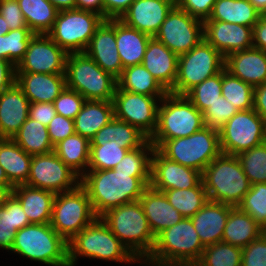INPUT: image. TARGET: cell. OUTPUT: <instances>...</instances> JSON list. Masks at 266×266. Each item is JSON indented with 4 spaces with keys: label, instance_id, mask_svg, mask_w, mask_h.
Listing matches in <instances>:
<instances>
[{
    "label": "cell",
    "instance_id": "6da1fadb",
    "mask_svg": "<svg viewBox=\"0 0 266 266\" xmlns=\"http://www.w3.org/2000/svg\"><path fill=\"white\" fill-rule=\"evenodd\" d=\"M151 173H125L119 169L87 170L80 185L86 190L97 217L123 204L138 201L150 184Z\"/></svg>",
    "mask_w": 266,
    "mask_h": 266
},
{
    "label": "cell",
    "instance_id": "7a4b0ae2",
    "mask_svg": "<svg viewBox=\"0 0 266 266\" xmlns=\"http://www.w3.org/2000/svg\"><path fill=\"white\" fill-rule=\"evenodd\" d=\"M204 246L190 218L160 232L150 255L140 264L150 266H194Z\"/></svg>",
    "mask_w": 266,
    "mask_h": 266
},
{
    "label": "cell",
    "instance_id": "3957f363",
    "mask_svg": "<svg viewBox=\"0 0 266 266\" xmlns=\"http://www.w3.org/2000/svg\"><path fill=\"white\" fill-rule=\"evenodd\" d=\"M100 218L139 262L142 263L150 255L156 237L139 200L114 207Z\"/></svg>",
    "mask_w": 266,
    "mask_h": 266
},
{
    "label": "cell",
    "instance_id": "277c9868",
    "mask_svg": "<svg viewBox=\"0 0 266 266\" xmlns=\"http://www.w3.org/2000/svg\"><path fill=\"white\" fill-rule=\"evenodd\" d=\"M80 256L128 264L140 263L100 217L68 241L69 266L76 265Z\"/></svg>",
    "mask_w": 266,
    "mask_h": 266
},
{
    "label": "cell",
    "instance_id": "5b68a950",
    "mask_svg": "<svg viewBox=\"0 0 266 266\" xmlns=\"http://www.w3.org/2000/svg\"><path fill=\"white\" fill-rule=\"evenodd\" d=\"M211 201L237 207L250 189V182L235 155L221 153L201 173Z\"/></svg>",
    "mask_w": 266,
    "mask_h": 266
},
{
    "label": "cell",
    "instance_id": "8992f818",
    "mask_svg": "<svg viewBox=\"0 0 266 266\" xmlns=\"http://www.w3.org/2000/svg\"><path fill=\"white\" fill-rule=\"evenodd\" d=\"M159 103L157 127L149 138L155 148L164 140L190 136L205 126L202 112L185 95L168 92Z\"/></svg>",
    "mask_w": 266,
    "mask_h": 266
},
{
    "label": "cell",
    "instance_id": "52a82bcc",
    "mask_svg": "<svg viewBox=\"0 0 266 266\" xmlns=\"http://www.w3.org/2000/svg\"><path fill=\"white\" fill-rule=\"evenodd\" d=\"M11 251L49 266H69L68 242L50 223L30 224L18 230Z\"/></svg>",
    "mask_w": 266,
    "mask_h": 266
},
{
    "label": "cell",
    "instance_id": "ba28073f",
    "mask_svg": "<svg viewBox=\"0 0 266 266\" xmlns=\"http://www.w3.org/2000/svg\"><path fill=\"white\" fill-rule=\"evenodd\" d=\"M66 88L85 100L113 101L117 79L101 69L85 52L68 53L65 66Z\"/></svg>",
    "mask_w": 266,
    "mask_h": 266
},
{
    "label": "cell",
    "instance_id": "9c48e42d",
    "mask_svg": "<svg viewBox=\"0 0 266 266\" xmlns=\"http://www.w3.org/2000/svg\"><path fill=\"white\" fill-rule=\"evenodd\" d=\"M156 149L167 159L201 173L222 153L219 131L205 126L190 136L164 140Z\"/></svg>",
    "mask_w": 266,
    "mask_h": 266
},
{
    "label": "cell",
    "instance_id": "30bf717a",
    "mask_svg": "<svg viewBox=\"0 0 266 266\" xmlns=\"http://www.w3.org/2000/svg\"><path fill=\"white\" fill-rule=\"evenodd\" d=\"M225 57L202 39L189 52L179 55L177 77L169 93L185 95L205 79L224 69Z\"/></svg>",
    "mask_w": 266,
    "mask_h": 266
},
{
    "label": "cell",
    "instance_id": "8fae6325",
    "mask_svg": "<svg viewBox=\"0 0 266 266\" xmlns=\"http://www.w3.org/2000/svg\"><path fill=\"white\" fill-rule=\"evenodd\" d=\"M105 19L81 9L60 10L47 35L67 53L85 52L96 29Z\"/></svg>",
    "mask_w": 266,
    "mask_h": 266
},
{
    "label": "cell",
    "instance_id": "7c38bea8",
    "mask_svg": "<svg viewBox=\"0 0 266 266\" xmlns=\"http://www.w3.org/2000/svg\"><path fill=\"white\" fill-rule=\"evenodd\" d=\"M96 218L88 194L81 185L56 194L50 225L67 242Z\"/></svg>",
    "mask_w": 266,
    "mask_h": 266
},
{
    "label": "cell",
    "instance_id": "4fadbf2b",
    "mask_svg": "<svg viewBox=\"0 0 266 266\" xmlns=\"http://www.w3.org/2000/svg\"><path fill=\"white\" fill-rule=\"evenodd\" d=\"M223 154L235 155L266 141V122L254 110H239L219 130Z\"/></svg>",
    "mask_w": 266,
    "mask_h": 266
},
{
    "label": "cell",
    "instance_id": "5bb4252c",
    "mask_svg": "<svg viewBox=\"0 0 266 266\" xmlns=\"http://www.w3.org/2000/svg\"><path fill=\"white\" fill-rule=\"evenodd\" d=\"M81 177L53 151L32 155L30 172L25 185L57 193L68 192L80 185Z\"/></svg>",
    "mask_w": 266,
    "mask_h": 266
},
{
    "label": "cell",
    "instance_id": "9a60e30c",
    "mask_svg": "<svg viewBox=\"0 0 266 266\" xmlns=\"http://www.w3.org/2000/svg\"><path fill=\"white\" fill-rule=\"evenodd\" d=\"M154 37L179 56L204 39L203 21L175 5Z\"/></svg>",
    "mask_w": 266,
    "mask_h": 266
},
{
    "label": "cell",
    "instance_id": "2e32d148",
    "mask_svg": "<svg viewBox=\"0 0 266 266\" xmlns=\"http://www.w3.org/2000/svg\"><path fill=\"white\" fill-rule=\"evenodd\" d=\"M157 97L116 90L113 97L114 117L137 127L150 138L157 127L159 101Z\"/></svg>",
    "mask_w": 266,
    "mask_h": 266
},
{
    "label": "cell",
    "instance_id": "e0dca14e",
    "mask_svg": "<svg viewBox=\"0 0 266 266\" xmlns=\"http://www.w3.org/2000/svg\"><path fill=\"white\" fill-rule=\"evenodd\" d=\"M67 55L47 34H35L16 72L65 74Z\"/></svg>",
    "mask_w": 266,
    "mask_h": 266
},
{
    "label": "cell",
    "instance_id": "ac0fdd59",
    "mask_svg": "<svg viewBox=\"0 0 266 266\" xmlns=\"http://www.w3.org/2000/svg\"><path fill=\"white\" fill-rule=\"evenodd\" d=\"M201 172L164 157L156 148L151 159L149 186L158 191L190 189L201 181Z\"/></svg>",
    "mask_w": 266,
    "mask_h": 266
},
{
    "label": "cell",
    "instance_id": "d6986e66",
    "mask_svg": "<svg viewBox=\"0 0 266 266\" xmlns=\"http://www.w3.org/2000/svg\"><path fill=\"white\" fill-rule=\"evenodd\" d=\"M253 28L216 20L203 21L204 39L224 57L253 47Z\"/></svg>",
    "mask_w": 266,
    "mask_h": 266
},
{
    "label": "cell",
    "instance_id": "ffe728a7",
    "mask_svg": "<svg viewBox=\"0 0 266 266\" xmlns=\"http://www.w3.org/2000/svg\"><path fill=\"white\" fill-rule=\"evenodd\" d=\"M175 5L176 0H134L119 20L154 37Z\"/></svg>",
    "mask_w": 266,
    "mask_h": 266
},
{
    "label": "cell",
    "instance_id": "44dd1931",
    "mask_svg": "<svg viewBox=\"0 0 266 266\" xmlns=\"http://www.w3.org/2000/svg\"><path fill=\"white\" fill-rule=\"evenodd\" d=\"M85 53L104 71L118 79L122 73L115 37V19L104 20L96 29Z\"/></svg>",
    "mask_w": 266,
    "mask_h": 266
},
{
    "label": "cell",
    "instance_id": "7402d4cb",
    "mask_svg": "<svg viewBox=\"0 0 266 266\" xmlns=\"http://www.w3.org/2000/svg\"><path fill=\"white\" fill-rule=\"evenodd\" d=\"M224 68L253 88L266 82V52L250 48L230 53L225 57Z\"/></svg>",
    "mask_w": 266,
    "mask_h": 266
},
{
    "label": "cell",
    "instance_id": "603a6c76",
    "mask_svg": "<svg viewBox=\"0 0 266 266\" xmlns=\"http://www.w3.org/2000/svg\"><path fill=\"white\" fill-rule=\"evenodd\" d=\"M178 57L155 37H151L146 47L142 65L170 92L177 77Z\"/></svg>",
    "mask_w": 266,
    "mask_h": 266
},
{
    "label": "cell",
    "instance_id": "cb8c5ba5",
    "mask_svg": "<svg viewBox=\"0 0 266 266\" xmlns=\"http://www.w3.org/2000/svg\"><path fill=\"white\" fill-rule=\"evenodd\" d=\"M15 83L30 103H53L66 88L65 74L16 72Z\"/></svg>",
    "mask_w": 266,
    "mask_h": 266
},
{
    "label": "cell",
    "instance_id": "d4e9b609",
    "mask_svg": "<svg viewBox=\"0 0 266 266\" xmlns=\"http://www.w3.org/2000/svg\"><path fill=\"white\" fill-rule=\"evenodd\" d=\"M233 206L209 200L193 217L194 228L204 247L221 242Z\"/></svg>",
    "mask_w": 266,
    "mask_h": 266
},
{
    "label": "cell",
    "instance_id": "484cf974",
    "mask_svg": "<svg viewBox=\"0 0 266 266\" xmlns=\"http://www.w3.org/2000/svg\"><path fill=\"white\" fill-rule=\"evenodd\" d=\"M30 102L15 83L0 93V137L12 138L27 120Z\"/></svg>",
    "mask_w": 266,
    "mask_h": 266
},
{
    "label": "cell",
    "instance_id": "4316f807",
    "mask_svg": "<svg viewBox=\"0 0 266 266\" xmlns=\"http://www.w3.org/2000/svg\"><path fill=\"white\" fill-rule=\"evenodd\" d=\"M153 235L172 227L184 217L167 200L165 194L148 186L139 199Z\"/></svg>",
    "mask_w": 266,
    "mask_h": 266
},
{
    "label": "cell",
    "instance_id": "83f0119b",
    "mask_svg": "<svg viewBox=\"0 0 266 266\" xmlns=\"http://www.w3.org/2000/svg\"><path fill=\"white\" fill-rule=\"evenodd\" d=\"M11 194L20 202L30 224L50 223L56 194L27 185L15 186Z\"/></svg>",
    "mask_w": 266,
    "mask_h": 266
},
{
    "label": "cell",
    "instance_id": "f1b7e54d",
    "mask_svg": "<svg viewBox=\"0 0 266 266\" xmlns=\"http://www.w3.org/2000/svg\"><path fill=\"white\" fill-rule=\"evenodd\" d=\"M148 139L137 127L114 117L90 140V146H121L133 150L141 147Z\"/></svg>",
    "mask_w": 266,
    "mask_h": 266
},
{
    "label": "cell",
    "instance_id": "f546056e",
    "mask_svg": "<svg viewBox=\"0 0 266 266\" xmlns=\"http://www.w3.org/2000/svg\"><path fill=\"white\" fill-rule=\"evenodd\" d=\"M115 37L123 68L142 64L151 36L127 26L119 19H115Z\"/></svg>",
    "mask_w": 266,
    "mask_h": 266
},
{
    "label": "cell",
    "instance_id": "4dcf8cb0",
    "mask_svg": "<svg viewBox=\"0 0 266 266\" xmlns=\"http://www.w3.org/2000/svg\"><path fill=\"white\" fill-rule=\"evenodd\" d=\"M113 118L112 101L86 100L74 119L75 133L91 140Z\"/></svg>",
    "mask_w": 266,
    "mask_h": 266
},
{
    "label": "cell",
    "instance_id": "1f68e13d",
    "mask_svg": "<svg viewBox=\"0 0 266 266\" xmlns=\"http://www.w3.org/2000/svg\"><path fill=\"white\" fill-rule=\"evenodd\" d=\"M30 225L20 202L11 194L0 198V248L11 251L18 230Z\"/></svg>",
    "mask_w": 266,
    "mask_h": 266
},
{
    "label": "cell",
    "instance_id": "d6a6232c",
    "mask_svg": "<svg viewBox=\"0 0 266 266\" xmlns=\"http://www.w3.org/2000/svg\"><path fill=\"white\" fill-rule=\"evenodd\" d=\"M31 158L32 155L27 154L11 138H0V165L14 187L26 184Z\"/></svg>",
    "mask_w": 266,
    "mask_h": 266
},
{
    "label": "cell",
    "instance_id": "836d02e7",
    "mask_svg": "<svg viewBox=\"0 0 266 266\" xmlns=\"http://www.w3.org/2000/svg\"><path fill=\"white\" fill-rule=\"evenodd\" d=\"M263 233L264 229L250 215L234 207L226 221L222 242L243 248Z\"/></svg>",
    "mask_w": 266,
    "mask_h": 266
},
{
    "label": "cell",
    "instance_id": "e575fe53",
    "mask_svg": "<svg viewBox=\"0 0 266 266\" xmlns=\"http://www.w3.org/2000/svg\"><path fill=\"white\" fill-rule=\"evenodd\" d=\"M116 90L144 94L158 99H162L168 93L142 64L124 68L117 79Z\"/></svg>",
    "mask_w": 266,
    "mask_h": 266
},
{
    "label": "cell",
    "instance_id": "d590c367",
    "mask_svg": "<svg viewBox=\"0 0 266 266\" xmlns=\"http://www.w3.org/2000/svg\"><path fill=\"white\" fill-rule=\"evenodd\" d=\"M90 140L74 133L54 146L57 156L74 172L82 177L88 170Z\"/></svg>",
    "mask_w": 266,
    "mask_h": 266
},
{
    "label": "cell",
    "instance_id": "8d00e7d4",
    "mask_svg": "<svg viewBox=\"0 0 266 266\" xmlns=\"http://www.w3.org/2000/svg\"><path fill=\"white\" fill-rule=\"evenodd\" d=\"M261 14L249 0H217L206 20H216L254 27Z\"/></svg>",
    "mask_w": 266,
    "mask_h": 266
},
{
    "label": "cell",
    "instance_id": "74e56055",
    "mask_svg": "<svg viewBox=\"0 0 266 266\" xmlns=\"http://www.w3.org/2000/svg\"><path fill=\"white\" fill-rule=\"evenodd\" d=\"M11 139L30 155L48 154L54 151L47 126L29 117Z\"/></svg>",
    "mask_w": 266,
    "mask_h": 266
},
{
    "label": "cell",
    "instance_id": "f35d334b",
    "mask_svg": "<svg viewBox=\"0 0 266 266\" xmlns=\"http://www.w3.org/2000/svg\"><path fill=\"white\" fill-rule=\"evenodd\" d=\"M28 28L35 34H47L59 10L48 0H17Z\"/></svg>",
    "mask_w": 266,
    "mask_h": 266
},
{
    "label": "cell",
    "instance_id": "ab89813d",
    "mask_svg": "<svg viewBox=\"0 0 266 266\" xmlns=\"http://www.w3.org/2000/svg\"><path fill=\"white\" fill-rule=\"evenodd\" d=\"M161 192L184 218L193 217L209 201L202 180L190 189H168Z\"/></svg>",
    "mask_w": 266,
    "mask_h": 266
},
{
    "label": "cell",
    "instance_id": "60d3db41",
    "mask_svg": "<svg viewBox=\"0 0 266 266\" xmlns=\"http://www.w3.org/2000/svg\"><path fill=\"white\" fill-rule=\"evenodd\" d=\"M222 96L238 110L253 109L254 88L238 77L222 70Z\"/></svg>",
    "mask_w": 266,
    "mask_h": 266
},
{
    "label": "cell",
    "instance_id": "b9f144b4",
    "mask_svg": "<svg viewBox=\"0 0 266 266\" xmlns=\"http://www.w3.org/2000/svg\"><path fill=\"white\" fill-rule=\"evenodd\" d=\"M242 248L218 242L204 248L200 260L194 266H241Z\"/></svg>",
    "mask_w": 266,
    "mask_h": 266
},
{
    "label": "cell",
    "instance_id": "7bdbcfd3",
    "mask_svg": "<svg viewBox=\"0 0 266 266\" xmlns=\"http://www.w3.org/2000/svg\"><path fill=\"white\" fill-rule=\"evenodd\" d=\"M251 185L266 183V141L237 155Z\"/></svg>",
    "mask_w": 266,
    "mask_h": 266
},
{
    "label": "cell",
    "instance_id": "ee69618b",
    "mask_svg": "<svg viewBox=\"0 0 266 266\" xmlns=\"http://www.w3.org/2000/svg\"><path fill=\"white\" fill-rule=\"evenodd\" d=\"M221 88L222 71L193 87L185 96L203 113L210 107V104H213L222 96Z\"/></svg>",
    "mask_w": 266,
    "mask_h": 266
},
{
    "label": "cell",
    "instance_id": "f6af8a7d",
    "mask_svg": "<svg viewBox=\"0 0 266 266\" xmlns=\"http://www.w3.org/2000/svg\"><path fill=\"white\" fill-rule=\"evenodd\" d=\"M241 211L250 215L255 222L266 229V183H256L237 206Z\"/></svg>",
    "mask_w": 266,
    "mask_h": 266
},
{
    "label": "cell",
    "instance_id": "bcb514c9",
    "mask_svg": "<svg viewBox=\"0 0 266 266\" xmlns=\"http://www.w3.org/2000/svg\"><path fill=\"white\" fill-rule=\"evenodd\" d=\"M155 147L149 139L139 148L128 151L114 167L125 173H151V159Z\"/></svg>",
    "mask_w": 266,
    "mask_h": 266
},
{
    "label": "cell",
    "instance_id": "7dc6e473",
    "mask_svg": "<svg viewBox=\"0 0 266 266\" xmlns=\"http://www.w3.org/2000/svg\"><path fill=\"white\" fill-rule=\"evenodd\" d=\"M128 151L121 146H90L88 170L114 169Z\"/></svg>",
    "mask_w": 266,
    "mask_h": 266
},
{
    "label": "cell",
    "instance_id": "c3c4849f",
    "mask_svg": "<svg viewBox=\"0 0 266 266\" xmlns=\"http://www.w3.org/2000/svg\"><path fill=\"white\" fill-rule=\"evenodd\" d=\"M239 110L221 96L213 104H210L202 114L204 125L219 131L223 125Z\"/></svg>",
    "mask_w": 266,
    "mask_h": 266
},
{
    "label": "cell",
    "instance_id": "681fc988",
    "mask_svg": "<svg viewBox=\"0 0 266 266\" xmlns=\"http://www.w3.org/2000/svg\"><path fill=\"white\" fill-rule=\"evenodd\" d=\"M35 35L29 28L10 30L7 33V60L15 67L24 57L31 38Z\"/></svg>",
    "mask_w": 266,
    "mask_h": 266
},
{
    "label": "cell",
    "instance_id": "f907efd6",
    "mask_svg": "<svg viewBox=\"0 0 266 266\" xmlns=\"http://www.w3.org/2000/svg\"><path fill=\"white\" fill-rule=\"evenodd\" d=\"M85 101L77 91L65 88L53 103L57 114L74 120Z\"/></svg>",
    "mask_w": 266,
    "mask_h": 266
},
{
    "label": "cell",
    "instance_id": "816d5d0a",
    "mask_svg": "<svg viewBox=\"0 0 266 266\" xmlns=\"http://www.w3.org/2000/svg\"><path fill=\"white\" fill-rule=\"evenodd\" d=\"M241 266H266V233L242 248Z\"/></svg>",
    "mask_w": 266,
    "mask_h": 266
},
{
    "label": "cell",
    "instance_id": "f5cc1de1",
    "mask_svg": "<svg viewBox=\"0 0 266 266\" xmlns=\"http://www.w3.org/2000/svg\"><path fill=\"white\" fill-rule=\"evenodd\" d=\"M53 146L75 133L74 120L56 114L47 126Z\"/></svg>",
    "mask_w": 266,
    "mask_h": 266
},
{
    "label": "cell",
    "instance_id": "db71d44e",
    "mask_svg": "<svg viewBox=\"0 0 266 266\" xmlns=\"http://www.w3.org/2000/svg\"><path fill=\"white\" fill-rule=\"evenodd\" d=\"M0 14L10 30L28 28L17 0H0Z\"/></svg>",
    "mask_w": 266,
    "mask_h": 266
},
{
    "label": "cell",
    "instance_id": "11a10c76",
    "mask_svg": "<svg viewBox=\"0 0 266 266\" xmlns=\"http://www.w3.org/2000/svg\"><path fill=\"white\" fill-rule=\"evenodd\" d=\"M217 0H176V5L189 15L202 21L209 18Z\"/></svg>",
    "mask_w": 266,
    "mask_h": 266
},
{
    "label": "cell",
    "instance_id": "9f6ffc18",
    "mask_svg": "<svg viewBox=\"0 0 266 266\" xmlns=\"http://www.w3.org/2000/svg\"><path fill=\"white\" fill-rule=\"evenodd\" d=\"M54 103L38 102L30 103L28 117L48 126L50 121L56 115Z\"/></svg>",
    "mask_w": 266,
    "mask_h": 266
},
{
    "label": "cell",
    "instance_id": "6f0895ef",
    "mask_svg": "<svg viewBox=\"0 0 266 266\" xmlns=\"http://www.w3.org/2000/svg\"><path fill=\"white\" fill-rule=\"evenodd\" d=\"M134 0H103L104 19H120Z\"/></svg>",
    "mask_w": 266,
    "mask_h": 266
},
{
    "label": "cell",
    "instance_id": "680465c9",
    "mask_svg": "<svg viewBox=\"0 0 266 266\" xmlns=\"http://www.w3.org/2000/svg\"><path fill=\"white\" fill-rule=\"evenodd\" d=\"M16 81V67L9 62L0 58V93L11 88Z\"/></svg>",
    "mask_w": 266,
    "mask_h": 266
},
{
    "label": "cell",
    "instance_id": "91938a15",
    "mask_svg": "<svg viewBox=\"0 0 266 266\" xmlns=\"http://www.w3.org/2000/svg\"><path fill=\"white\" fill-rule=\"evenodd\" d=\"M253 47L266 52V14L253 27Z\"/></svg>",
    "mask_w": 266,
    "mask_h": 266
},
{
    "label": "cell",
    "instance_id": "94428289",
    "mask_svg": "<svg viewBox=\"0 0 266 266\" xmlns=\"http://www.w3.org/2000/svg\"><path fill=\"white\" fill-rule=\"evenodd\" d=\"M253 109L266 122V82L254 87Z\"/></svg>",
    "mask_w": 266,
    "mask_h": 266
},
{
    "label": "cell",
    "instance_id": "6125c7cd",
    "mask_svg": "<svg viewBox=\"0 0 266 266\" xmlns=\"http://www.w3.org/2000/svg\"><path fill=\"white\" fill-rule=\"evenodd\" d=\"M75 8L97 13L104 18L103 0H76Z\"/></svg>",
    "mask_w": 266,
    "mask_h": 266
},
{
    "label": "cell",
    "instance_id": "be15d7a7",
    "mask_svg": "<svg viewBox=\"0 0 266 266\" xmlns=\"http://www.w3.org/2000/svg\"><path fill=\"white\" fill-rule=\"evenodd\" d=\"M13 188L14 186L10 183L3 167L0 165V192L2 194H9Z\"/></svg>",
    "mask_w": 266,
    "mask_h": 266
},
{
    "label": "cell",
    "instance_id": "e7e4bbea",
    "mask_svg": "<svg viewBox=\"0 0 266 266\" xmlns=\"http://www.w3.org/2000/svg\"><path fill=\"white\" fill-rule=\"evenodd\" d=\"M54 5L59 11L74 9L76 6V0H48Z\"/></svg>",
    "mask_w": 266,
    "mask_h": 266
},
{
    "label": "cell",
    "instance_id": "03108f58",
    "mask_svg": "<svg viewBox=\"0 0 266 266\" xmlns=\"http://www.w3.org/2000/svg\"><path fill=\"white\" fill-rule=\"evenodd\" d=\"M0 58L7 60V33L0 36Z\"/></svg>",
    "mask_w": 266,
    "mask_h": 266
},
{
    "label": "cell",
    "instance_id": "003e7915",
    "mask_svg": "<svg viewBox=\"0 0 266 266\" xmlns=\"http://www.w3.org/2000/svg\"><path fill=\"white\" fill-rule=\"evenodd\" d=\"M254 8L261 14H266V0H249Z\"/></svg>",
    "mask_w": 266,
    "mask_h": 266
},
{
    "label": "cell",
    "instance_id": "a7ac6f4b",
    "mask_svg": "<svg viewBox=\"0 0 266 266\" xmlns=\"http://www.w3.org/2000/svg\"><path fill=\"white\" fill-rule=\"evenodd\" d=\"M10 31L7 23L5 22L3 16L0 14V36L5 35Z\"/></svg>",
    "mask_w": 266,
    "mask_h": 266
}]
</instances>
